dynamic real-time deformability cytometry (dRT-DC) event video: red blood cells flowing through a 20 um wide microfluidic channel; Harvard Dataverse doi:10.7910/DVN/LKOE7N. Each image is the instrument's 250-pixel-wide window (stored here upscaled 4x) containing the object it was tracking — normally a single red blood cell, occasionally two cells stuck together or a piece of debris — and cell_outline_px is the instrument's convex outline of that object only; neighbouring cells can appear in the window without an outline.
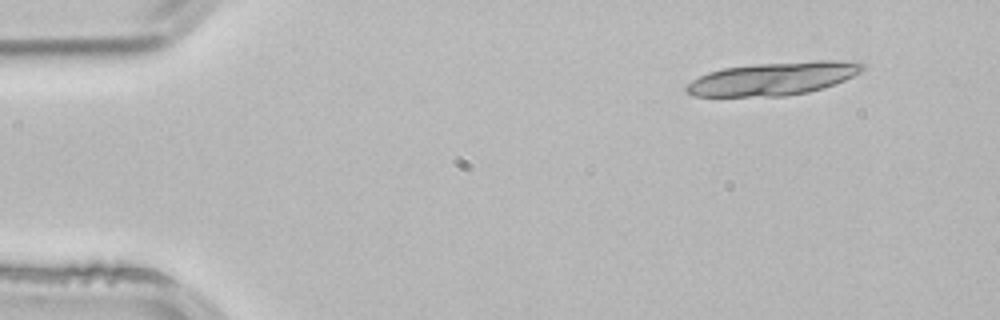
{"species": "common noctule bat (a hibernating species)", "species_latin": "Nyctalus noctula", "temperature_condition": "room temperature", "stored_images_in_passage": 3, "segment_of_instrument_passage": [1, 2], "camera_frame_rate_fps": 3000, "um_per_image_px": 0.085, "animal": {"sex": "male", "body_mass_g": 21.5, "forearm_length_mm": 52.0}, "frame": {"image": 1, "passage_image": 1, "time_ms": 0.0, "image_size_px": [1000, 320], "cell_outline_px": [[864, 68], [860, 72], [844, 80], [808, 92], [784, 96], [692, 96], [684, 88], [692, 80], [708, 72], [724, 68], [752, 64], [816, 60], [860, 60], [864, 64]], "centroid_in_image_um": [65.75, 6.66], "position_along_channel_um": 19.2, "area_um2": 33.99}}